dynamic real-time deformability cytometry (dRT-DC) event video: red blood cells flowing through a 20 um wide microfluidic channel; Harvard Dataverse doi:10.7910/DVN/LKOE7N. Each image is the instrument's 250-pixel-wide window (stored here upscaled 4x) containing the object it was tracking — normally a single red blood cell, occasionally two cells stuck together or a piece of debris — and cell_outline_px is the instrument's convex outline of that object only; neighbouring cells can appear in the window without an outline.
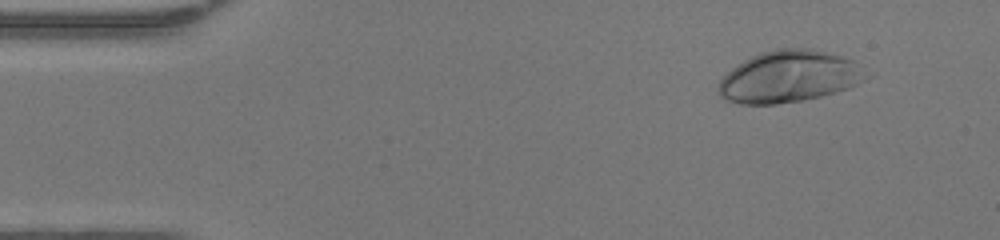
{"species": "human", "species_latin": "Homo sapiens", "temperature_condition": "warm", "stored_images_in_passage": 47, "camera_frame_rate_fps": 3000, "um_per_image_px": 0.085, "donor": {"sex": "female"}, "frame": {"image": 1, "passage_image": 5, "time_ms": 1.333, "image_size_px": [1000, 240], "cell_outline_px": [[856, 84], [848, 88], [820, 96], [804, 100], [776, 104], [740, 104], [724, 100], [716, 92], [716, 88], [720, 80], [732, 68], [744, 60], [760, 52], [776, 48], [812, 48], [840, 56], [852, 60], [856, 80]], "centroid_in_image_um": [66.83, 6.52], "position_along_channel_um": 18.2, "area_um2": 43.23}}
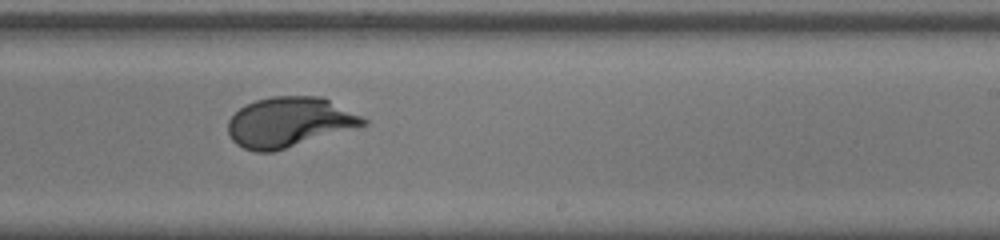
{"frame": {"image": 2, "passage_image": 29, "time_ms": 9.333, "image_size_px": [1000, 240], "cell_outline_px": [[368, 124], [272, 152], [256, 152], [244, 148], [236, 144], [232, 140], [228, 132], [228, 120], [240, 108], [256, 100], [272, 96], [324, 96], [368, 120]], "centroid_in_image_um": [24.58, 10.37], "position_along_channel_um": 264.4, "area_um2": 39.13}}
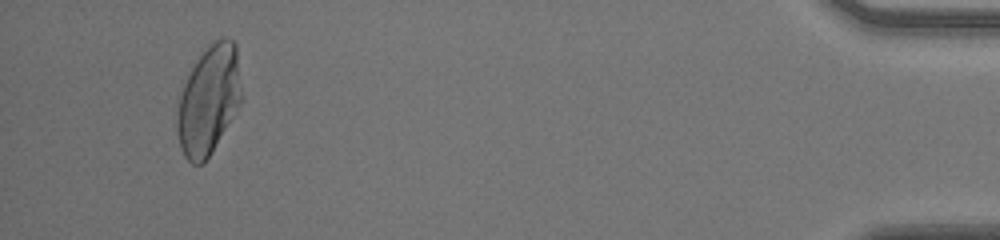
{"frame": {"image": 3, "passage_image": 45, "time_ms": 14.667, "image_size_px": [1000, 240], "cell_outline_px": [[244, 100], [204, 164], [192, 164], [184, 156], [180, 148], [176, 128], [176, 112], [180, 96], [184, 84], [192, 68], [208, 44], [216, 40], [228, 36], [236, 44], [244, 96]], "centroid_in_image_um": [17.78, 8.51], "position_along_channel_um": 417.4, "area_um2": 41.44}, "authors_computed_cell_mechanics": {"area_um2": 39.593, "velocity_mm_per_s": 4.3328, "shape_relaxation_time_tau1_ms": 2.9838, "shape_relaxation_time_tau2_ms": null, "deformation_change_tau1": 0.2112, "deformation_change_tau2": null}}